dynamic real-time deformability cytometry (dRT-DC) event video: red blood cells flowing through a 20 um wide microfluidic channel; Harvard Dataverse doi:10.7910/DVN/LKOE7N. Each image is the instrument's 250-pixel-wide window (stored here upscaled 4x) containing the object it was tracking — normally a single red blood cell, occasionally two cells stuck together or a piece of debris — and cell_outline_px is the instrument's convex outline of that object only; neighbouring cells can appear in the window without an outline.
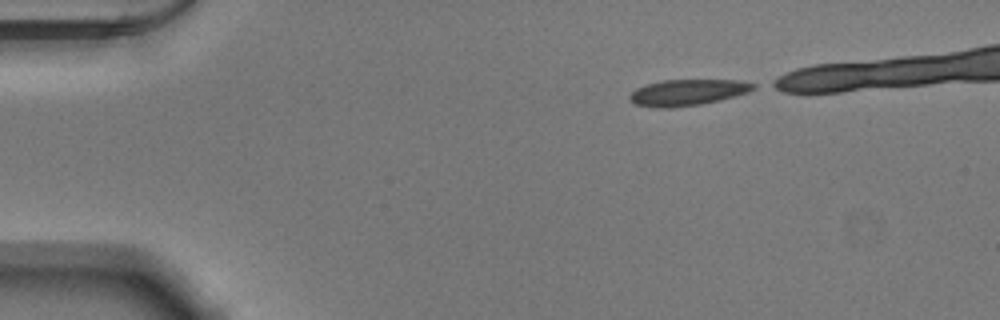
{"species": "Egyptian fruit bat (a non-hibernating species)", "species_latin": "Rousettus aegyptiacus", "temperature_condition": "warm", "stored_images_in_passage": 11, "camera_frame_rate_fps": 3000, "um_per_image_px": 0.085, "animal": {"sex": "male"}, "frame": {"image": 1, "passage_image": 1, "time_ms": 0.0, "image_size_px": [1000, 320], "cell_outline_px": [[756, 88], [748, 92], [720, 100], [700, 104], [672, 108], [656, 108], [632, 104], [628, 100], [628, 96], [636, 88], [644, 84], [664, 80], [740, 80], [756, 84]], "centroid_in_image_um": [58.39, 7.86], "position_along_channel_um": 26.6, "area_um2": 19.07}}
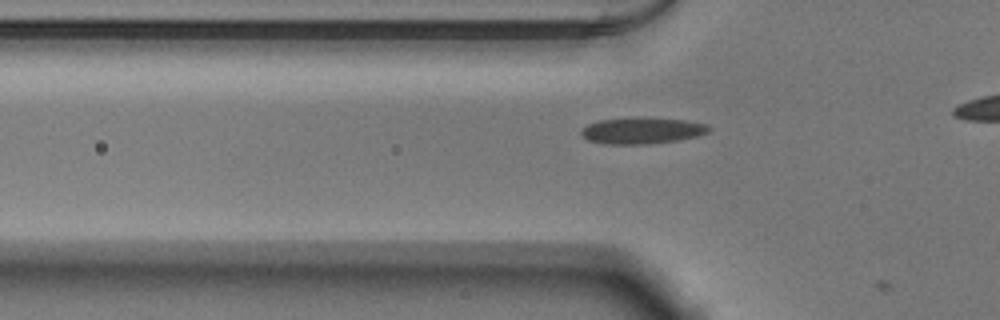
{"frame": {"image": 2, "passage_image": 10, "time_ms": 3.0, "image_size_px": [1000, 320], "cell_outline_px": [[712, 128], [708, 132], [696, 136], [680, 140], [648, 144], [604, 144], [588, 140], [580, 132], [588, 124], [600, 120], [684, 120], [708, 124]], "centroid_in_image_um": [54.61, 11.15], "position_along_channel_um": 71.2, "area_um2": 18.61}}